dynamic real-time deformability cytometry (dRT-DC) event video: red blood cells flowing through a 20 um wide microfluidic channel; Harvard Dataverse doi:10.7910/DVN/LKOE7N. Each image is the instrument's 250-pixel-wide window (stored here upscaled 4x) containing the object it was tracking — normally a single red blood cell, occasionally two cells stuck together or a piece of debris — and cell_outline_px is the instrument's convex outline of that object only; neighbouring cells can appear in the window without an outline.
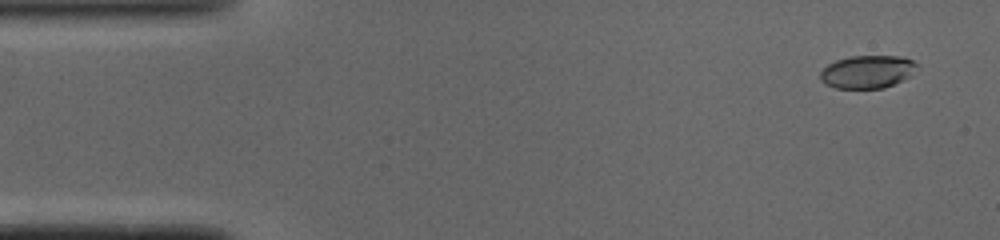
{"species": "common noctule bat (a hibernating species)", "species_latin": "Nyctalus noctula", "temperature_condition": "cold", "stored_images_in_passage": 48, "camera_frame_rate_fps": 3000, "um_per_image_px": 0.085, "animal": {"sex": "male", "body_mass_g": 19.0, "forearm_length_mm": 50.8}, "frame": {"image": 1, "passage_image": 2, "time_ms": 0.333, "image_size_px": [1000, 240], "cell_outline_px": [[920, 68], [912, 76], [904, 80], [884, 88], [836, 88], [824, 84], [820, 80], [820, 72], [828, 64], [836, 60], [852, 56], [904, 56], [920, 64]], "centroid_in_image_um": [73.8, 6.1], "position_along_channel_um": 11.2, "area_um2": 18.96}}
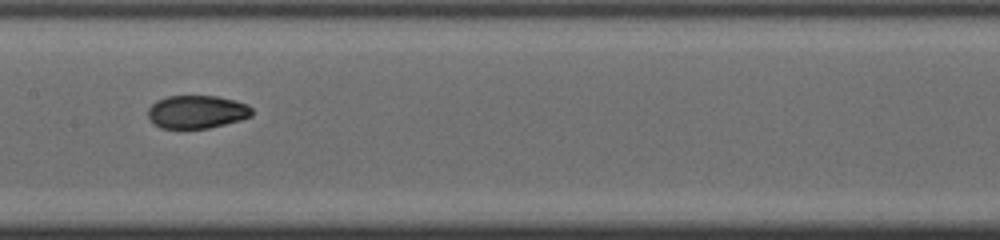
{"frame": {"image": 2, "passage_image": 23, "time_ms": 7.333, "image_size_px": [1000, 240], "cell_outline_px": [[252, 116], [240, 120], [208, 128], [160, 128], [148, 116], [148, 108], [156, 100], [168, 96], [216, 96], [236, 100], [248, 104], [252, 108]], "centroid_in_image_um": [16.75, 9.49], "position_along_channel_um": 190.6, "area_um2": 20.0}}
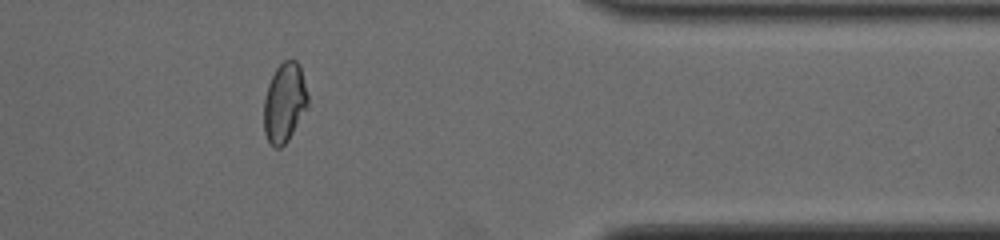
{"frame": {"image": 3, "passage_image": 39, "time_ms": 12.667, "image_size_px": [1000, 240], "cell_outline_px": [[308, 108], [288, 140], [280, 148], [276, 148], [268, 140], [264, 132], [264, 100], [268, 84], [276, 68], [284, 60], [296, 60], [300, 64], [308, 96]], "centroid_in_image_um": [24.2, 8.72], "position_along_channel_um": 387.2, "area_um2": 20.4}, "authors_computed_cell_mechanics": {"area_um2": 20.1144, "velocity_mm_per_s": 4.0953, "shape_relaxation_time_tau1_ms": 9.9945, "shape_relaxation_time_tau2_ms": 1.5565, "deformation_change_tau1": 0.2271, "deformation_change_tau2": 0.0482}}